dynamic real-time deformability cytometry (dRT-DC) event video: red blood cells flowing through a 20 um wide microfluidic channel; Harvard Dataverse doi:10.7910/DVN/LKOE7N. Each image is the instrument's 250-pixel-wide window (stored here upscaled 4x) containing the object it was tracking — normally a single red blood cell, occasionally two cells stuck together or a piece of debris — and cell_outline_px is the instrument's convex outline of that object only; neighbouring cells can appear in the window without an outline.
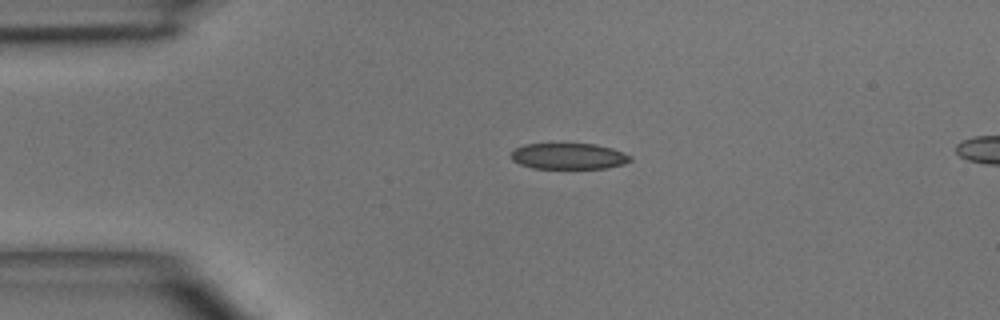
{"species": "common noctule bat (a hibernating species)", "species_latin": "Nyctalus noctula", "temperature_condition": "room temperature", "stored_images_in_passage": 3, "camera_frame_rate_fps": 3000, "um_per_image_px": 0.085, "animal": {"sex": "male", "body_mass_g": 15.6}, "frame": {"image": 1, "passage_image": 2, "time_ms": 1.0, "image_size_px": [1000, 320], "cell_outline_px": [[632, 160], [624, 164], [608, 168], [532, 168], [520, 164], [512, 160], [512, 152], [516, 148], [524, 144], [596, 144], [612, 148], [632, 156]], "centroid_in_image_um": [48.37, 13.28], "position_along_channel_um": 36.6, "area_um2": 18.03}}